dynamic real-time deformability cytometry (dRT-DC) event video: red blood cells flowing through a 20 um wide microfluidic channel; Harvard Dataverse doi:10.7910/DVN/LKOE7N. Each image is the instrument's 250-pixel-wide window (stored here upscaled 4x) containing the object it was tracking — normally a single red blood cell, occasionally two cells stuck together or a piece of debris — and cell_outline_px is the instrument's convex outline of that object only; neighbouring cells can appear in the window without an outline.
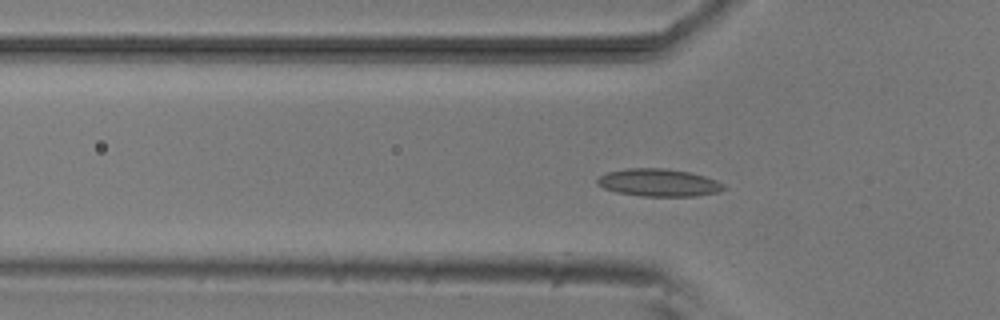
{"species": "common noctule bat (a hibernating species)", "species_latin": "Nyctalus noctula", "temperature_condition": "room temperature", "stored_images_in_passage": 33, "camera_frame_rate_fps": 3000, "um_per_image_px": 0.085, "animal": {"sex": "male", "body_mass_g": 20.5, "forearm_length_mm": 52.5}, "frame": {"image": 1, "passage_image": 6, "time_ms": 1.667, "image_size_px": [1000, 320], "cell_outline_px": [[728, 188], [720, 192], [696, 196], [640, 196], [616, 192], [604, 188], [596, 184], [596, 180], [600, 176], [608, 172], [628, 168], [664, 168], [688, 172], [704, 176], [716, 180], [724, 184]], "centroid_in_image_um": [56.01, 15.53], "position_along_channel_um": 69.8, "area_um2": 20.4}}
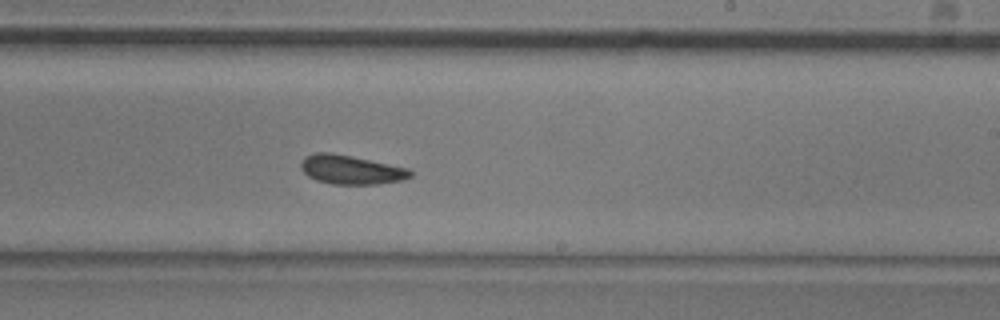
{"frame": {"image": 2, "passage_image": 21, "time_ms": 6.667, "image_size_px": [1000, 320], "cell_outline_px": [[412, 176], [400, 180], [376, 184], [332, 184], [316, 180], [308, 176], [300, 168], [300, 164], [308, 156], [316, 152], [332, 152], [352, 156], [408, 168], [412, 172]], "centroid_in_image_um": [29.82, 14.42], "position_along_channel_um": 259.2, "area_um2": 18.32}}
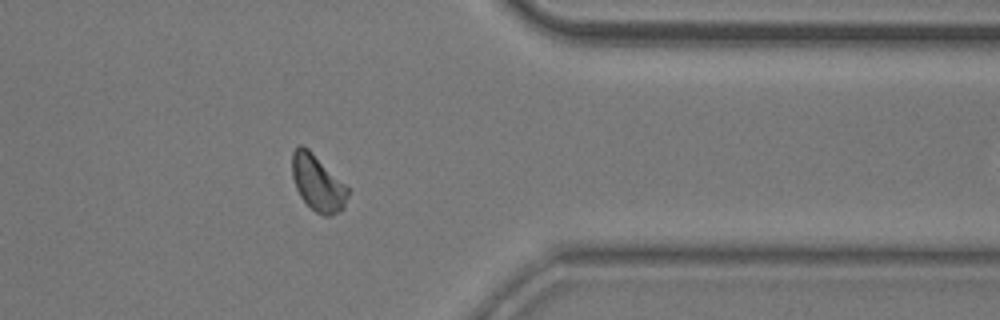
{"frame": {"image": 3, "passage_image": 32, "time_ms": 10.333, "image_size_px": [1000, 320], "cell_outline_px": [[352, 188], [344, 208], [340, 212], [332, 216], [324, 216], [316, 212], [300, 196], [296, 188], [292, 176], [292, 152], [300, 144], [308, 148]], "centroid_in_image_um": [27.07, 15.56], "position_along_channel_um": 384.3, "area_um2": 18.73}}